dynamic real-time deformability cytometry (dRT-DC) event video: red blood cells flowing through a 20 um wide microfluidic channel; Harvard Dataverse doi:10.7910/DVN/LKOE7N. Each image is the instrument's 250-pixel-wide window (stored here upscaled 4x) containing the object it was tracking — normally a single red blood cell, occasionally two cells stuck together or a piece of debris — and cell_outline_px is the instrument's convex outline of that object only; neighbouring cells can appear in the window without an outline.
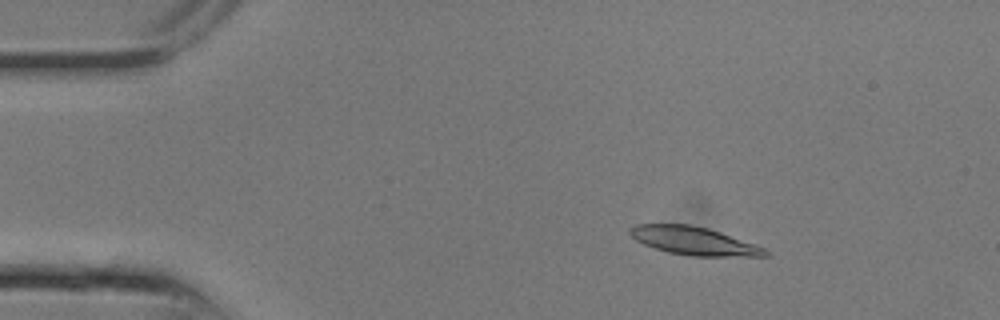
{"species": "common noctule bat (a hibernating species)", "species_latin": "Nyctalus noctula", "temperature_condition": "room temperature", "stored_images_in_passage": 9, "camera_frame_rate_fps": 3000, "um_per_image_px": 0.085, "animal": {"sex": "male", "body_mass_g": 13.3}, "frame": {"image": 1, "passage_image": 4, "time_ms": 1.0, "image_size_px": [1000, 320], "cell_outline_px": [[768, 256], [688, 256], [668, 252], [652, 248], [636, 240], [628, 232], [628, 228], [636, 224], [692, 224], [708, 228], [720, 232], [764, 248], [768, 252]], "centroid_in_image_um": [58.91, 20.47], "position_along_channel_um": 26.1, "area_um2": 22.14}}
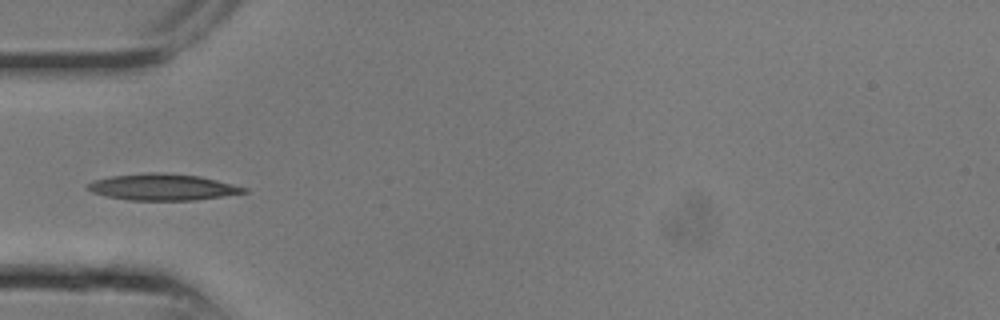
{"frame": {"image": 2, "passage_image": 8, "time_ms": 2.333, "image_size_px": [1000, 320], "cell_outline_px": [[248, 192], [224, 196], [196, 200], [128, 200], [108, 196], [92, 192], [84, 188], [92, 180], [112, 176], [148, 172], [152, 172], [200, 176], [248, 188]], "centroid_in_image_um": [13.81, 15.9], "position_along_channel_um": 71.2, "area_um2": 23.93}}